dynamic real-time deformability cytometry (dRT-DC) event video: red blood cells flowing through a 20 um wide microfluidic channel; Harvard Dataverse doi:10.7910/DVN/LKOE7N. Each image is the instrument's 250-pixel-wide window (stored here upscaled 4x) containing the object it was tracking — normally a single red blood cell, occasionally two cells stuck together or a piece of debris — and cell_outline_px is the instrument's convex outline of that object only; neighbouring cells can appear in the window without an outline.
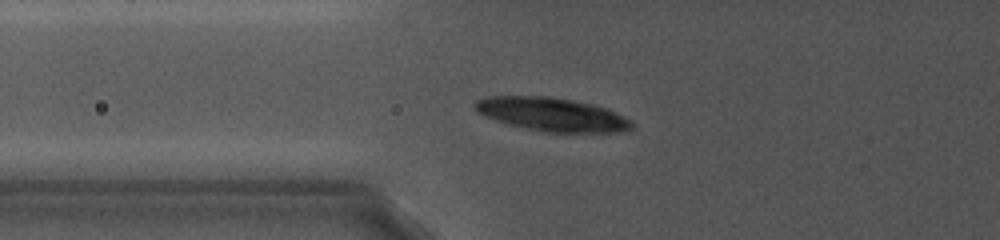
{"species": "common noctule bat (a hibernating species)", "species_latin": "Nyctalus noctula", "temperature_condition": "cold", "stored_images_in_passage": 16, "camera_frame_rate_fps": 5000, "um_per_image_px": 0.085, "animal": {"sex": "female", "body_mass_g": 19.0, "forearm_length_mm": 56.7}, "frame": {"image": 1, "passage_image": 16, "time_ms": 4.8, "image_size_px": [1000, 240], "cell_outline_px": [[636, 128], [628, 132], [544, 132], [508, 124], [484, 116], [476, 112], [472, 104], [476, 100], [488, 96], [548, 96], [572, 100], [592, 104], [608, 108], [632, 120]], "centroid_in_image_um": [46.96, 9.73], "position_along_channel_um": 78.8, "area_um2": 31.04}}